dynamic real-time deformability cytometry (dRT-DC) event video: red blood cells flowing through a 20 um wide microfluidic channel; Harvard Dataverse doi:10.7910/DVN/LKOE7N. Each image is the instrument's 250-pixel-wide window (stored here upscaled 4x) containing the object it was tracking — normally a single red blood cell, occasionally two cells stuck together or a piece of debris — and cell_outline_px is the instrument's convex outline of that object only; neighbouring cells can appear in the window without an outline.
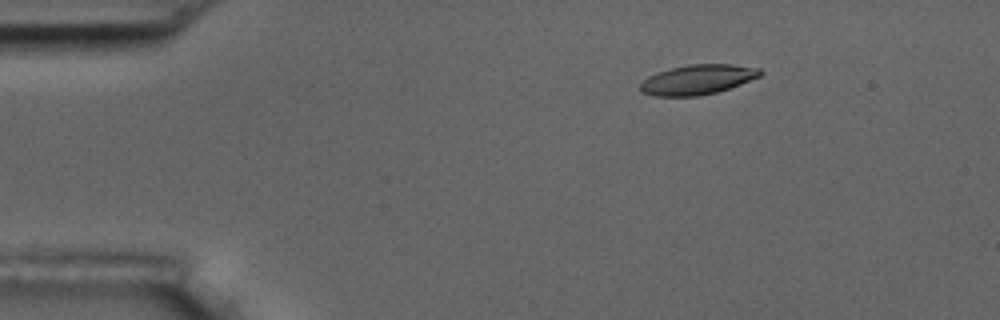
{"species": "common noctule bat (a hibernating species)", "species_latin": "Nyctalus noctula", "temperature_condition": "room temperature", "stored_images_in_passage": 5, "camera_frame_rate_fps": 3000, "um_per_image_px": 0.085, "animal": {"sex": "male", "body_mass_g": 17.5, "forearm_length_mm": 52.3}, "frame": {"image": 1, "passage_image": 3, "time_ms": 2.333, "image_size_px": [1000, 320], "cell_outline_px": [[764, 72], [760, 76], [740, 84], [716, 92], [696, 96], [656, 96], [640, 92], [640, 84], [648, 76], [656, 72], [688, 64], [732, 64], [760, 68]], "centroid_in_image_um": [59.29, 6.75], "position_along_channel_um": 25.7, "area_um2": 20.81}}